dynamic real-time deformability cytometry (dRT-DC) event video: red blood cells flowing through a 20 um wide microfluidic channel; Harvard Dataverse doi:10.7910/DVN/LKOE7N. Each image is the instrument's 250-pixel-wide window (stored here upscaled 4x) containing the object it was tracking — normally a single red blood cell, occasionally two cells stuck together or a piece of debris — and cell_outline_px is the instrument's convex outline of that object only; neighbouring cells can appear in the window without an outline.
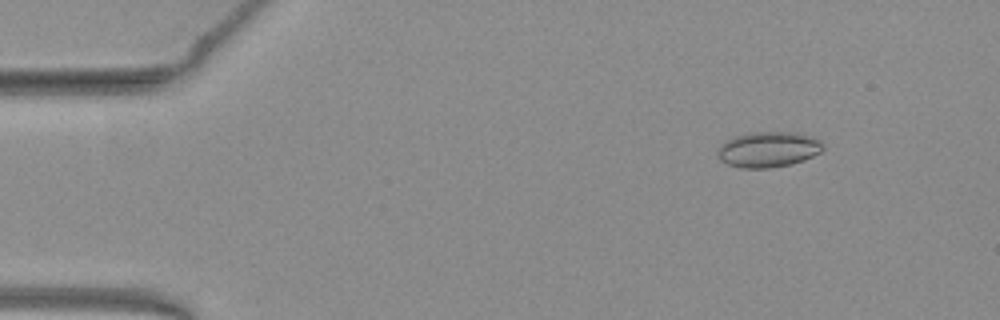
{"species": "common noctule bat (a hibernating species)", "species_latin": "Nyctalus noctula", "temperature_condition": "warm", "stored_images_in_passage": 54, "camera_frame_rate_fps": 3000, "um_per_image_px": 0.085, "animal": {"sex": "female", "body_mass_g": 19.3, "forearm_length_mm": 54.1}, "frame": {"image": 1, "passage_image": 7, "time_ms": 2.0, "image_size_px": [1000, 320], "cell_outline_px": [[824, 148], [820, 152], [804, 160], [792, 164], [768, 168], [740, 168], [728, 164], [720, 160], [720, 144], [724, 140], [748, 132], [796, 132], [812, 136], [820, 140], [824, 144]], "centroid_in_image_um": [65.34, 12.69], "position_along_channel_um": 19.7, "area_um2": 21.91}}
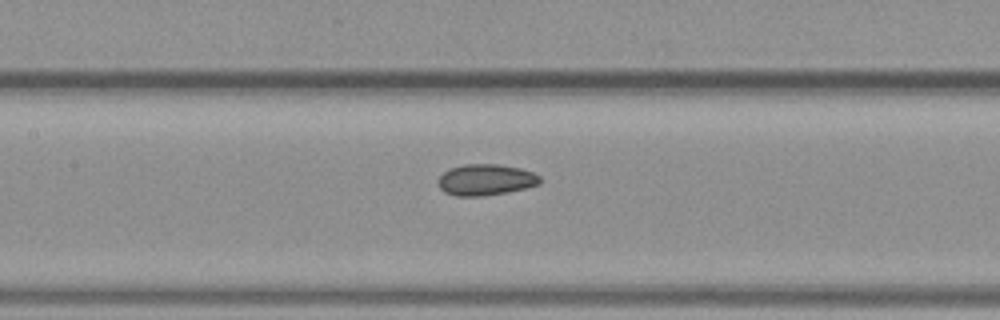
{"frame": {"image": 2, "passage_image": 25, "time_ms": 8.0, "image_size_px": [1000, 320], "cell_outline_px": [[540, 184], [524, 188], [484, 196], [456, 196], [444, 192], [440, 188], [440, 176], [448, 168], [464, 164], [496, 164], [520, 168], [532, 172], [540, 176]], "centroid_in_image_um": [41.28, 15.27], "position_along_channel_um": 166.1, "area_um2": 18.32}}
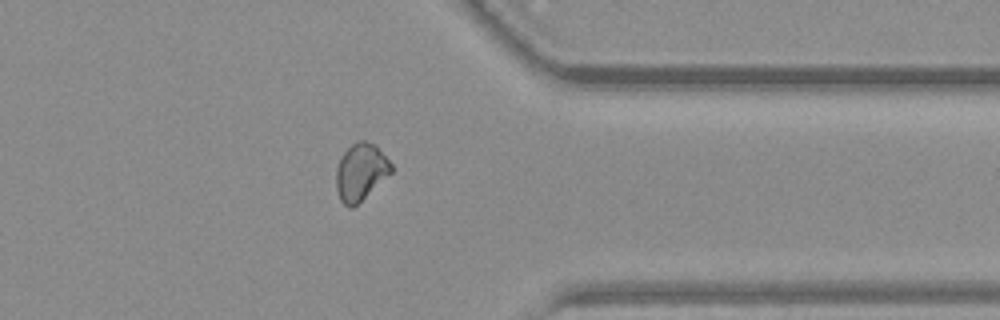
{"frame": {"image": 3, "passage_image": 42, "time_ms": 13.667, "image_size_px": [1000, 320], "cell_outline_px": [[392, 172], [352, 208], [348, 208], [340, 200], [336, 188], [336, 168], [344, 152], [356, 140], [364, 140], [376, 144], [392, 164]], "centroid_in_image_um": [30.66, 14.59], "position_along_channel_um": 380.7, "area_um2": 18.21}, "authors_computed_cell_mechanics": {"area_um2": 19.1029, "velocity_mm_per_s": 3.9547, "shape_relaxation_time_tau1_ms": null, "shape_relaxation_time_tau2_ms": 4.3172, "deformation_change_tau1": null, "deformation_change_tau2": 0.0994}}